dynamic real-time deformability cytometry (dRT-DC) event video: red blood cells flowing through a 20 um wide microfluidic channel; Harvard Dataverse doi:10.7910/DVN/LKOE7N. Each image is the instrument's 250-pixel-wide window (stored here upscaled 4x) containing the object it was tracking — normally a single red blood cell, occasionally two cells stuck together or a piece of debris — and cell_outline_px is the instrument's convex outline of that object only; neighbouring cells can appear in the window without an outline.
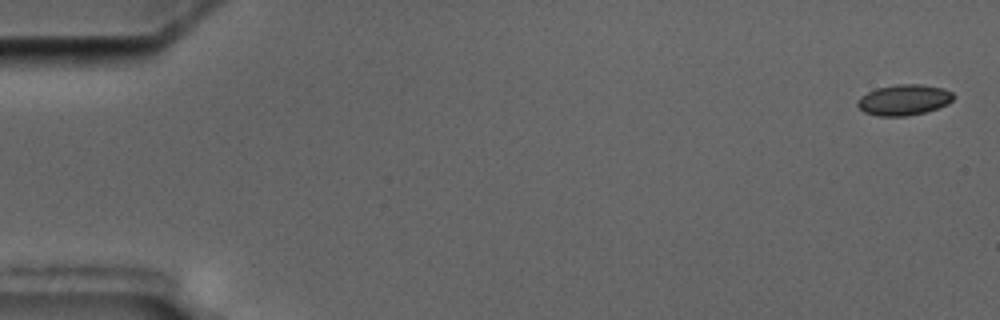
{"species": "common noctule bat (a hibernating species)", "species_latin": "Nyctalus noctula", "temperature_condition": "cold", "stored_images_in_passage": 6, "camera_frame_rate_fps": 3000, "um_per_image_px": 0.085, "animal": {"sex": "male", "body_mass_g": 17.5, "forearm_length_mm": 52.3}, "frame": {"image": 1, "passage_image": 1, "time_ms": 0.0, "image_size_px": [1000, 320], "cell_outline_px": [[952, 100], [948, 104], [924, 112], [904, 116], [880, 116], [864, 112], [856, 104], [856, 100], [860, 96], [876, 88], [896, 84], [920, 84], [944, 88], [952, 92]], "centroid_in_image_um": [76.8, 8.48], "position_along_channel_um": 8.2, "area_um2": 17.11}}
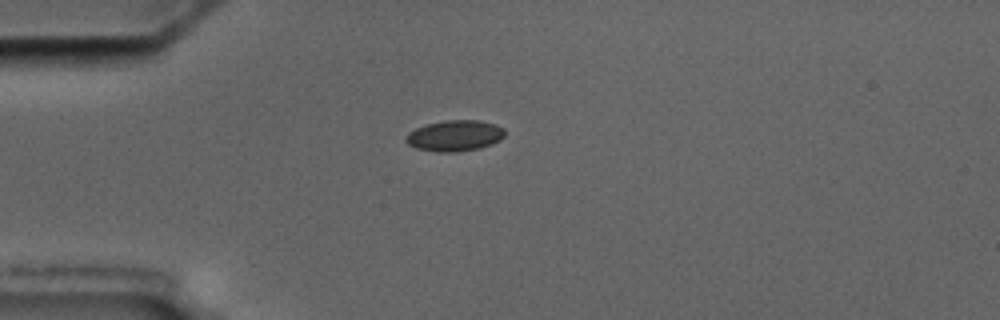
{"frame": {"image": 2, "passage_image": 5, "time_ms": 4.667, "image_size_px": [1000, 320], "cell_outline_px": [[504, 136], [500, 140], [492, 144], [476, 148], [456, 152], [436, 152], [416, 148], [408, 144], [404, 140], [408, 132], [416, 128], [428, 124], [444, 120], [480, 120], [496, 124], [504, 128]], "centroid_in_image_um": [38.65, 11.53], "position_along_channel_um": 46.4, "area_um2": 17.86}}